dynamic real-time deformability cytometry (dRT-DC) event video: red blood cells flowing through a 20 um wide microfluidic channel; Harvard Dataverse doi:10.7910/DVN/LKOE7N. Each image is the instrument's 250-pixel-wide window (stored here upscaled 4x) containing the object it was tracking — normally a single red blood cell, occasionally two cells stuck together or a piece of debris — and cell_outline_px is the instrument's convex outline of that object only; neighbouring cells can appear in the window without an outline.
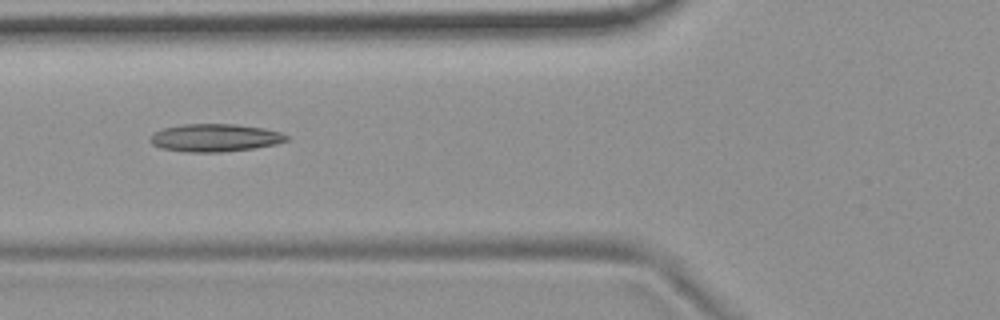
{"species": "common noctule bat (a hibernating species)", "species_latin": "Nyctalus noctula", "temperature_condition": "room temperature", "stored_images_in_passage": 12, "camera_frame_rate_fps": 3000, "um_per_image_px": 0.085, "animal": {"sex": "female", "body_mass_g": 19.9}, "frame": {"image": 1, "passage_image": 3, "time_ms": 2.333, "image_size_px": [1000, 320], "cell_outline_px": [[288, 140], [276, 144], [256, 148], [224, 152], [184, 152], [164, 148], [152, 144], [148, 140], [152, 132], [164, 128], [180, 124], [236, 124], [264, 128], [280, 132], [288, 136]], "centroid_in_image_um": [18.26, 11.71], "position_along_channel_um": 107.5, "area_um2": 22.25}}
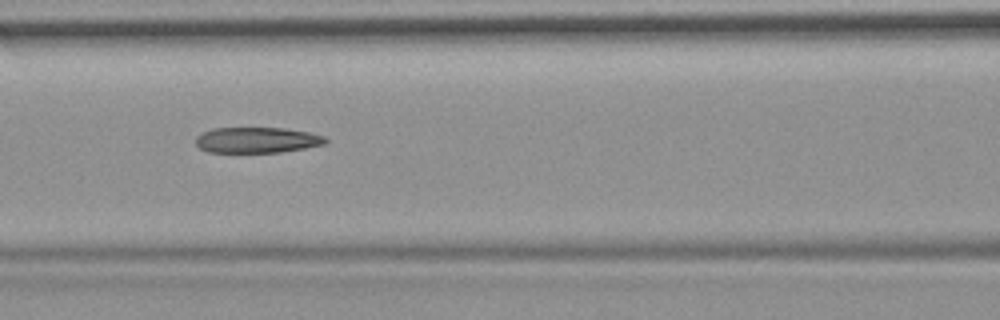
{"frame": {"image": 2, "passage_image": 4, "time_ms": 3.333, "image_size_px": [1000, 320], "cell_outline_px": [[328, 140], [324, 144], [304, 148], [280, 152], [208, 152], [200, 148], [196, 144], [196, 136], [212, 128], [284, 128], [308, 132], [324, 136]], "centroid_in_image_um": [21.83, 11.9], "position_along_channel_um": 144.8, "area_um2": 19.31}, "authors_computed_cell_mechanics": {"area_um2": 20.9525, "velocity_mm_per_s": 3.7073, "shape_relaxation_time_tau1_ms": null, "shape_relaxation_time_tau2_ms": 4.1835, "deformation_change_tau1": null, "deformation_change_tau2": 0.1397}}